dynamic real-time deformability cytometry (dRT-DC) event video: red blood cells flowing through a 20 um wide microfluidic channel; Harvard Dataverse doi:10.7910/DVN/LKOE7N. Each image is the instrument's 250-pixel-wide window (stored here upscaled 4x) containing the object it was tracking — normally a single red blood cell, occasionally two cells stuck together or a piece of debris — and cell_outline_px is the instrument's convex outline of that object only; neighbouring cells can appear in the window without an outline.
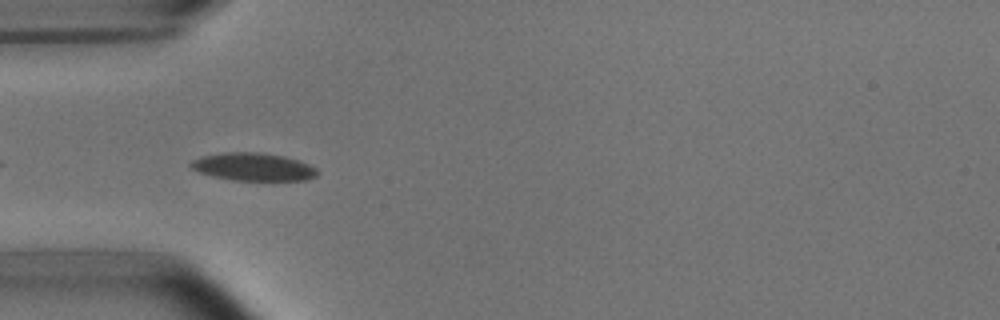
{"species": "common noctule bat (a hibernating species)", "species_latin": "Nyctalus noctula", "temperature_condition": "room temperature", "stored_images_in_passage": 6, "camera_frame_rate_fps": 3000, "um_per_image_px": 0.085, "animal": {"sex": "male", "body_mass_g": 15.6}, "frame": {"image": 1, "passage_image": 3, "time_ms": 0.667, "image_size_px": [1000, 320], "cell_outline_px": [[320, 172], [316, 176], [308, 180], [232, 180], [212, 176], [200, 172], [192, 168], [188, 164], [192, 160], [200, 156], [224, 152], [264, 152], [284, 156], [300, 160], [316, 168]], "centroid_in_image_um": [21.54, 14.17], "position_along_channel_um": 63.5, "area_um2": 20.75}}